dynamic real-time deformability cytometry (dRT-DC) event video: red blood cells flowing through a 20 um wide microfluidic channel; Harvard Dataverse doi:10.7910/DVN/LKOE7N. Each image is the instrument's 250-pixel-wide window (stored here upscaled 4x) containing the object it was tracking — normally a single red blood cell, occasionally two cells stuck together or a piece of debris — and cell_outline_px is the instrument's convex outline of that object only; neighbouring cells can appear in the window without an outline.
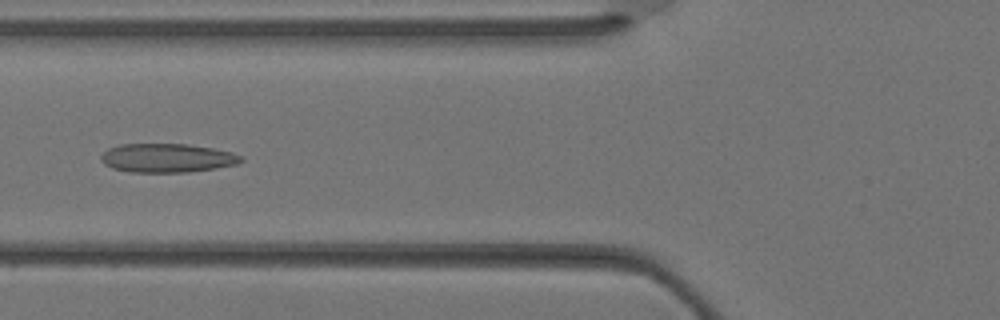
{"species": "Egyptian fruit bat (a non-hibernating species)", "species_latin": "Rousettus aegyptiacus", "temperature_condition": "warm", "stored_images_in_passage": 26, "camera_frame_rate_fps": 3000, "um_per_image_px": 0.085, "animal": {"sex": "female"}, "frame": {"image": 1, "passage_image": 4, "time_ms": 1.0, "image_size_px": [1000, 320], "cell_outline_px": [[244, 160], [236, 164], [216, 168], [188, 172], [128, 172], [112, 168], [104, 164], [100, 160], [100, 156], [108, 148], [120, 144], [188, 144], [212, 148], [232, 152], [244, 156]], "centroid_in_image_um": [14.2, 13.43], "position_along_channel_um": 111.6, "area_um2": 23.7}}
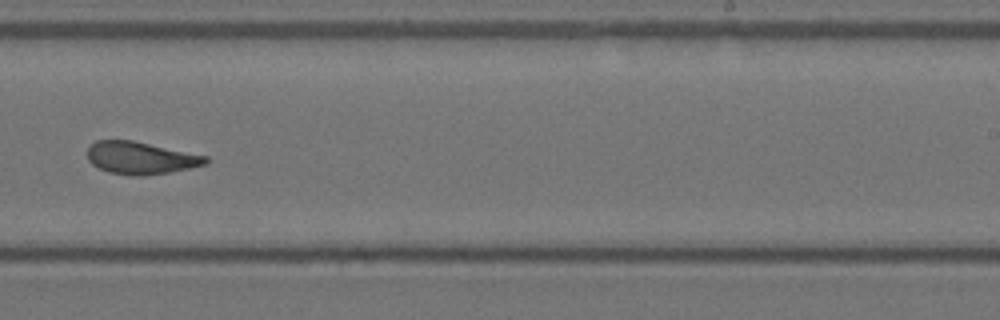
{"frame": {"image": 2, "passage_image": 13, "time_ms": 4.0, "image_size_px": [1000, 320], "cell_outline_px": [[208, 160], [204, 164], [188, 168], [168, 172], [144, 176], [132, 176], [108, 172], [92, 164], [88, 160], [88, 148], [96, 140], [132, 140], [208, 156]], "centroid_in_image_um": [11.93, 13.42], "position_along_channel_um": 277.1, "area_um2": 22.14}}
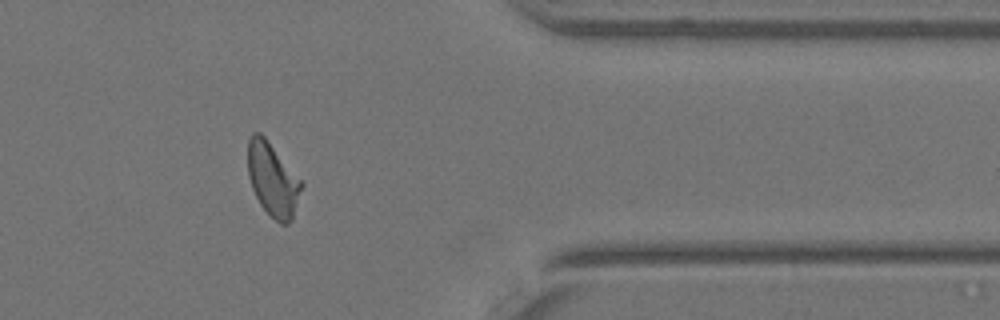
{"frame": {"image": 3, "passage_image": 20, "time_ms": 6.333, "image_size_px": [1000, 320], "cell_outline_px": [[304, 184], [292, 220], [288, 224], [280, 224], [260, 204], [252, 188], [248, 176], [248, 140], [252, 132], [260, 132], [264, 136], [304, 180]], "centroid_in_image_um": [23.22, 15.24], "position_along_channel_um": 388.2, "area_um2": 23.29}}